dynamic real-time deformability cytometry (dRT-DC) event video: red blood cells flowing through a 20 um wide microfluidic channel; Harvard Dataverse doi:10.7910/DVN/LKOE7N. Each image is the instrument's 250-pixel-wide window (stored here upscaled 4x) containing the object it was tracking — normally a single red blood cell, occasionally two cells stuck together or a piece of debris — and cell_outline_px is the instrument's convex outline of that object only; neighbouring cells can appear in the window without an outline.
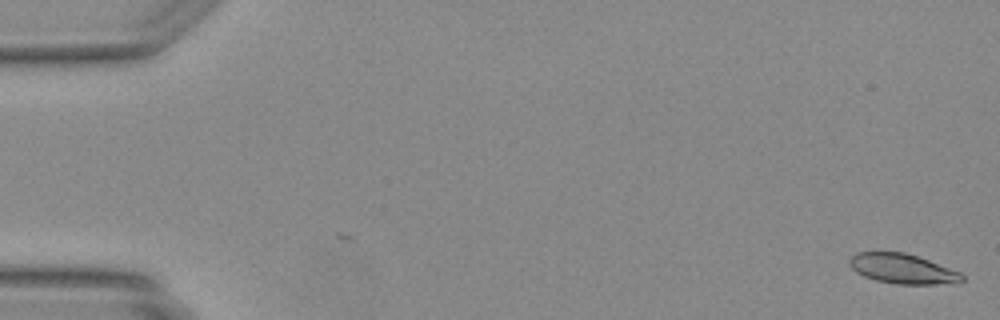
{"species": "Egyptian fruit bat (a non-hibernating species)", "species_latin": "Rousettus aegyptiacus", "temperature_condition": "warm", "stored_images_in_passage": 2, "camera_frame_rate_fps": 3000, "um_per_image_px": 0.085, "animal": {"sex": "female"}, "frame": {"image": 1, "passage_image": 2, "time_ms": 0.333, "image_size_px": [1000, 320], "cell_outline_px": [[964, 280], [960, 284], [896, 284], [876, 280], [864, 276], [856, 272], [848, 264], [848, 260], [856, 252], [904, 252], [928, 260], [960, 272], [964, 276]], "centroid_in_image_um": [76.74, 22.86], "position_along_channel_um": 8.3, "area_um2": 19.65}}